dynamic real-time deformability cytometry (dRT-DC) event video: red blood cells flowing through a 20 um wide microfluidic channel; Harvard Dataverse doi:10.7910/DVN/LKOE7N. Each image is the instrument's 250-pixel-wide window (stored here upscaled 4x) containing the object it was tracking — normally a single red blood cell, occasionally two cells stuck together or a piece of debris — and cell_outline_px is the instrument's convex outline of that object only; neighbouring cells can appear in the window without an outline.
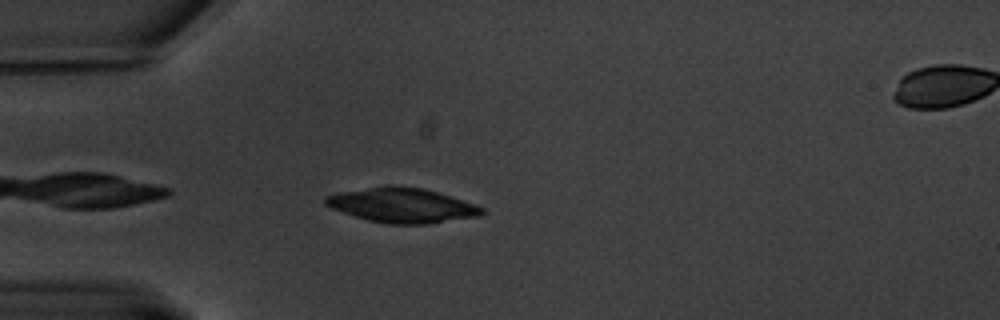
{"species": "common noctule bat (a hibernating species)", "species_latin": "Nyctalus noctula", "temperature_condition": "warm", "stored_images_in_passage": 25, "camera_frame_rate_fps": 3000, "um_per_image_px": 0.085, "animal": {"sex": "male", "body_mass_g": 20.1, "forearm_length_mm": 53.5}, "frame": {"image": 1, "passage_image": 5, "time_ms": 1.333, "image_size_px": [1000, 320], "cell_outline_px": [[484, 212], [480, 216], [424, 224], [384, 224], [368, 220], [332, 208], [324, 204], [324, 196], [340, 192], [372, 188], [424, 188], [476, 204], [484, 208]], "centroid_in_image_um": [34.21, 17.49], "position_along_channel_um": 50.8, "area_um2": 30.63}}
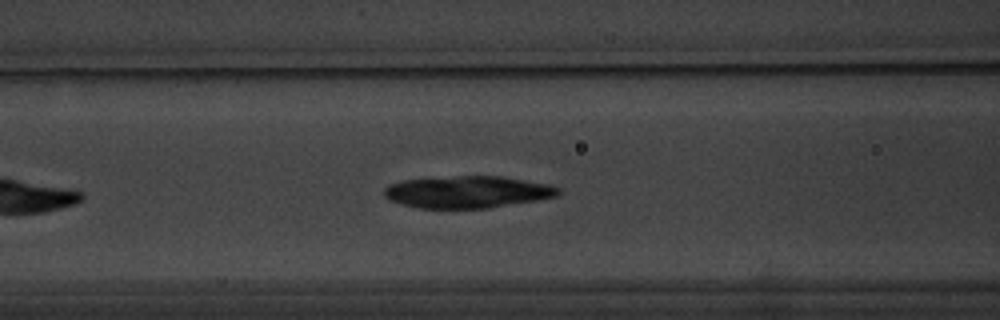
{"frame": {"image": 2, "passage_image": 13, "time_ms": 4.0, "image_size_px": [1000, 320], "cell_outline_px": [[560, 192], [556, 196], [536, 200], [488, 208], [420, 208], [388, 200], [384, 196], [384, 188], [388, 184], [404, 180], [460, 176], [500, 176], [548, 184], [560, 188]], "centroid_in_image_um": [39.72, 16.32], "position_along_channel_um": 126.9, "area_um2": 32.19}}